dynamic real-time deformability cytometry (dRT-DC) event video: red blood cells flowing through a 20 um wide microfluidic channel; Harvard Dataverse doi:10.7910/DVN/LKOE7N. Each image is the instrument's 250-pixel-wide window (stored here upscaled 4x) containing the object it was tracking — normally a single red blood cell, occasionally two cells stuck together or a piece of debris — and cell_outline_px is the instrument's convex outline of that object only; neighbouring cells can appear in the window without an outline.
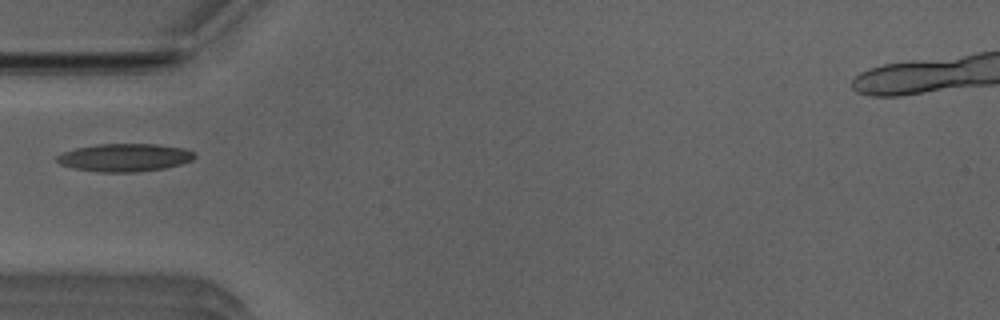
{"species": "Egyptian fruit bat (a non-hibernating species)", "species_latin": "Rousettus aegyptiacus", "temperature_condition": "room temperature", "stored_images_in_passage": 5, "camera_frame_rate_fps": 3000, "um_per_image_px": 0.085, "animal": {"sex": "male"}, "frame": {"image": 1, "passage_image": 1, "time_ms": 0.0, "image_size_px": [1000, 320], "cell_outline_px": [[196, 156], [192, 160], [180, 164], [164, 168], [136, 172], [96, 172], [76, 168], [60, 164], [56, 160], [56, 156], [60, 152], [76, 148], [96, 144], [160, 144], [184, 148], [196, 152]], "centroid_in_image_um": [10.6, 13.38], "position_along_channel_um": 74.4, "area_um2": 22.54}}